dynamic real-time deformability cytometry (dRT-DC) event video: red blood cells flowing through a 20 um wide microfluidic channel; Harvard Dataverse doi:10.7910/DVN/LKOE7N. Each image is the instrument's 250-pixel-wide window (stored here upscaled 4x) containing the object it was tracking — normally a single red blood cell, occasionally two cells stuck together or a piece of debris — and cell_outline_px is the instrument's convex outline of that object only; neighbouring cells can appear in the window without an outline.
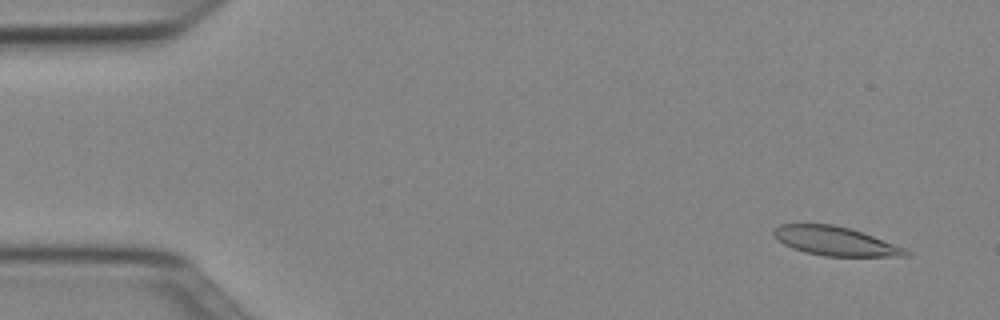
{"species": "Egyptian fruit bat (a non-hibernating species)", "species_latin": "Rousettus aegyptiacus", "temperature_condition": "cold", "stored_images_in_passage": 50, "camera_frame_rate_fps": 3000, "um_per_image_px": 0.085, "animal": {"sex": "female"}, "frame": {"image": 1, "passage_image": 3, "time_ms": 0.667, "image_size_px": [1000, 320], "cell_outline_px": [[908, 256], [824, 256], [804, 252], [792, 248], [784, 244], [772, 236], [772, 228], [780, 224], [832, 224], [864, 232], [904, 248], [908, 252]], "centroid_in_image_um": [70.92, 20.48], "position_along_channel_um": 14.1, "area_um2": 22.25}}
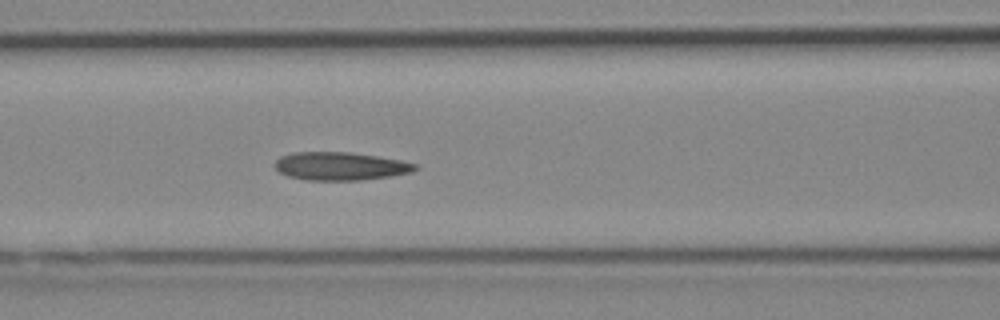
{"frame": {"image": 2, "passage_image": 21, "time_ms": 6.667, "image_size_px": [1000, 320], "cell_outline_px": [[420, 168], [412, 172], [392, 176], [360, 180], [308, 180], [288, 176], [280, 172], [272, 164], [280, 156], [292, 152], [348, 152], [376, 156], [400, 160], [416, 164]], "centroid_in_image_um": [28.92, 14.12], "position_along_channel_um": 137.7, "area_um2": 23.06}}
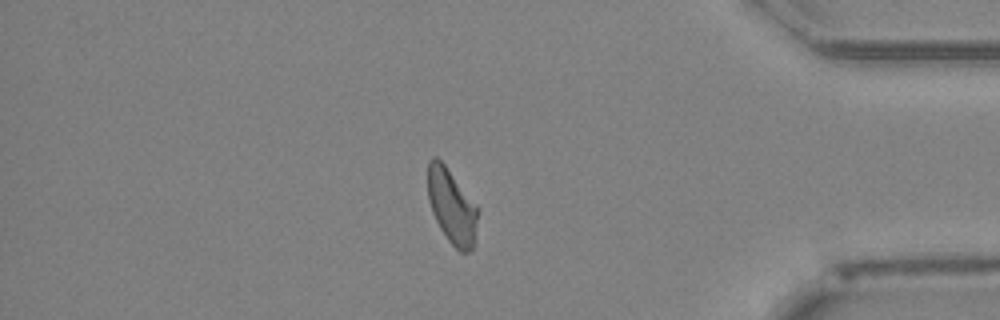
{"frame": {"image": 3, "passage_image": 43, "time_ms": 14.0, "image_size_px": [1000, 320], "cell_outline_px": [[480, 208], [472, 248], [468, 252], [460, 252], [448, 240], [440, 228], [432, 212], [428, 200], [428, 160], [432, 156], [436, 156], [444, 164]], "centroid_in_image_um": [38.4, 17.52], "position_along_channel_um": 396.8, "area_um2": 21.79}, "authors_computed_cell_mechanics": {"area_um2": 22.8021, "velocity_mm_per_s": 3.9534, "shape_relaxation_time_tau1_ms": 5.082, "shape_relaxation_time_tau2_ms": 2.5719, "deformation_change_tau1": 0.1711, "deformation_change_tau2": 0.1024}}